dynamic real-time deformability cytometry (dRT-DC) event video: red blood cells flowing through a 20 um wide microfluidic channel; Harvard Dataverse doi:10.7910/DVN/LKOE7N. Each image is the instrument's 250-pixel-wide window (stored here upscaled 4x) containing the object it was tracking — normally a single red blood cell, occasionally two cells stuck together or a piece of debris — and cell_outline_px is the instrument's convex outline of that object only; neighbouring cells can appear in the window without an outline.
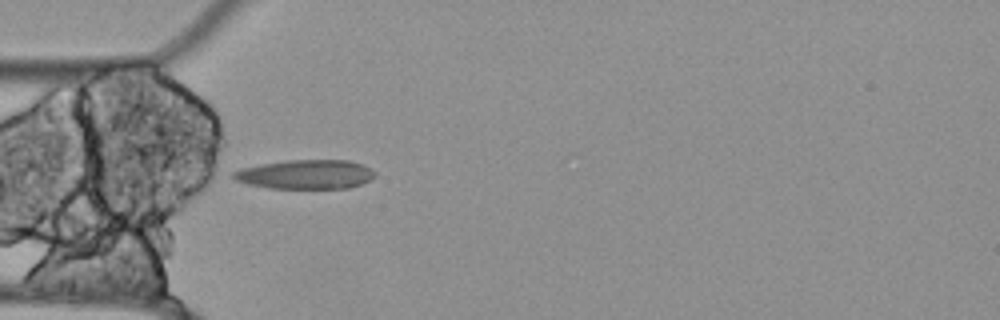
{"species": "Egyptian fruit bat (a non-hibernating species)", "species_latin": "Rousettus aegyptiacus", "temperature_condition": "cold", "stored_images_in_passage": 7, "camera_frame_rate_fps": 3000, "um_per_image_px": 0.085, "animal": {"sex": "female"}, "frame": {"image": 1, "passage_image": 1, "time_ms": 0.0, "image_size_px": [1000, 320], "cell_outline_px": [[376, 176], [360, 184], [348, 188], [268, 188], [248, 184], [236, 180], [228, 176], [232, 172], [240, 168], [260, 164], [284, 160], [348, 160], [364, 164], [372, 168], [376, 172]], "centroid_in_image_um": [25.96, 14.81], "position_along_channel_um": 59.0, "area_um2": 24.39}}
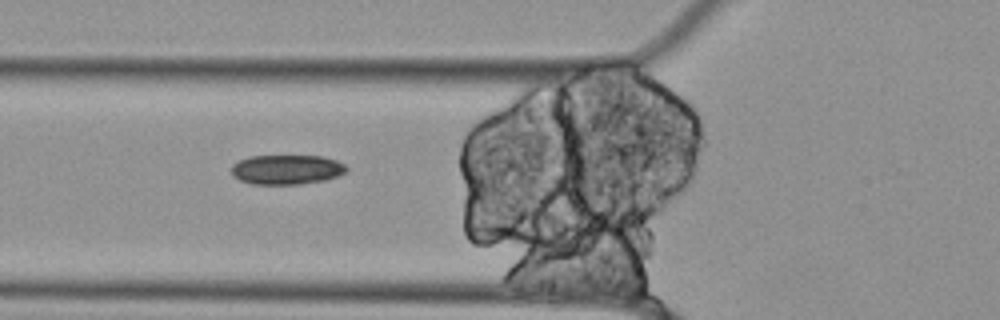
{"frame": {"image": 2, "passage_image": 4, "time_ms": 1.0, "image_size_px": [1000, 320], "cell_outline_px": [[348, 168], [344, 172], [336, 176], [324, 180], [300, 184], [252, 184], [240, 180], [232, 176], [232, 164], [248, 156], [324, 156], [336, 160], [344, 164]], "centroid_in_image_um": [24.34, 14.41], "position_along_channel_um": 101.5, "area_um2": 19.83}}